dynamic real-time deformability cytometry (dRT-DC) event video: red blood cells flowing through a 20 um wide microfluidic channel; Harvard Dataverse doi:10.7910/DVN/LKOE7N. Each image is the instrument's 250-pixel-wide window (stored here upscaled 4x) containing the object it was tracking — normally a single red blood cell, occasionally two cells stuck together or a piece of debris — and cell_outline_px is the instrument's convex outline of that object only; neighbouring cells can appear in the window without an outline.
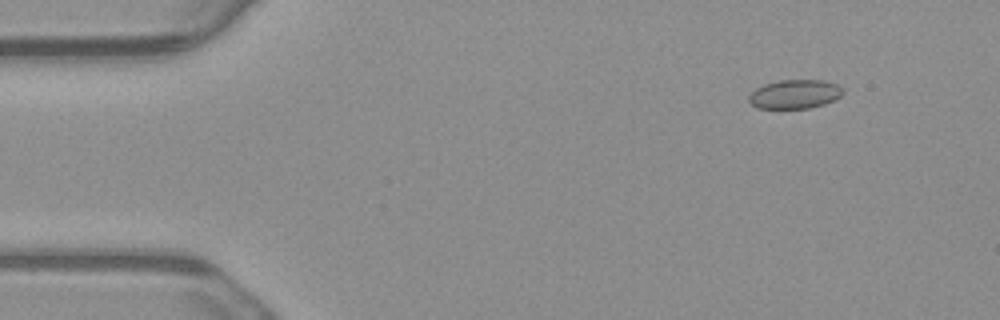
{"species": "common noctule bat (a hibernating species)", "species_latin": "Nyctalus noctula", "temperature_condition": "warm", "stored_images_in_passage": 5, "camera_frame_rate_fps": 3000, "um_per_image_px": 0.085, "animal": {"sex": "male", "body_mass_g": 23.1, "forearm_length_mm": 52.7}, "frame": {"image": 1, "passage_image": 2, "time_ms": 0.333, "image_size_px": [1000, 320], "cell_outline_px": [[844, 92], [840, 96], [824, 104], [808, 108], [756, 108], [748, 100], [748, 96], [756, 88], [764, 84], [780, 80], [824, 80], [836, 84], [844, 88]], "centroid_in_image_um": [67.55, 7.99], "position_along_channel_um": 17.4, "area_um2": 15.84}}
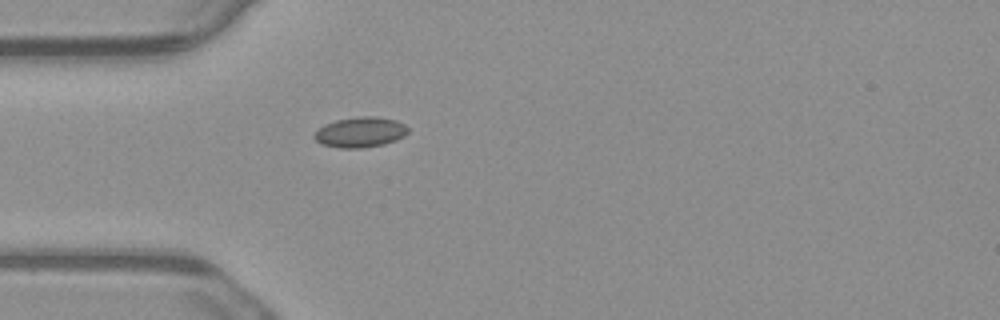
{"frame": {"image": 2, "passage_image": 5, "time_ms": 1.333, "image_size_px": [1000, 320], "cell_outline_px": [[408, 132], [404, 136], [396, 140], [384, 144], [360, 148], [340, 148], [320, 144], [312, 136], [324, 124], [336, 120], [356, 116], [376, 116], [396, 120], [404, 124], [408, 128]], "centroid_in_image_um": [30.62, 11.23], "position_along_channel_um": 54.4, "area_um2": 16.65}}